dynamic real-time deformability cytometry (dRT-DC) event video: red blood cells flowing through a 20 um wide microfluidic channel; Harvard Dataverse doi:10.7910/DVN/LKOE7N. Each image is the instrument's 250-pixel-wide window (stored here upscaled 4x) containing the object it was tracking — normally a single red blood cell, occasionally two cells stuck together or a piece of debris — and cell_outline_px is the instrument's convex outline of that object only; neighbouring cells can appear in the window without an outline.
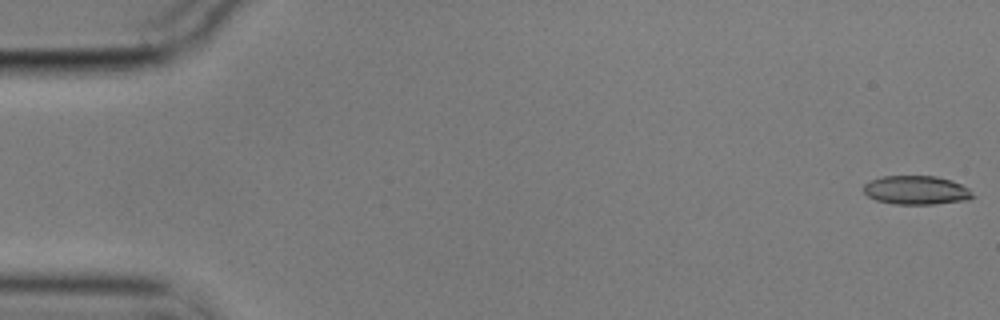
{"species": "common noctule bat (a hibernating species)", "species_latin": "Nyctalus noctula", "temperature_condition": "cold", "stored_images_in_passage": 7, "camera_frame_rate_fps": 3000, "um_per_image_px": 0.085, "animal": {"sex": "male", "body_mass_g": 17.9}, "frame": {"image": 1, "passage_image": 1, "time_ms": 0.0, "image_size_px": [1000, 320], "cell_outline_px": [[976, 196], [968, 200], [932, 204], [892, 204], [876, 200], [868, 196], [864, 192], [864, 184], [872, 180], [884, 176], [936, 176], [952, 180], [968, 188]], "centroid_in_image_um": [77.91, 16.17], "position_along_channel_um": 7.1, "area_um2": 18.32}}